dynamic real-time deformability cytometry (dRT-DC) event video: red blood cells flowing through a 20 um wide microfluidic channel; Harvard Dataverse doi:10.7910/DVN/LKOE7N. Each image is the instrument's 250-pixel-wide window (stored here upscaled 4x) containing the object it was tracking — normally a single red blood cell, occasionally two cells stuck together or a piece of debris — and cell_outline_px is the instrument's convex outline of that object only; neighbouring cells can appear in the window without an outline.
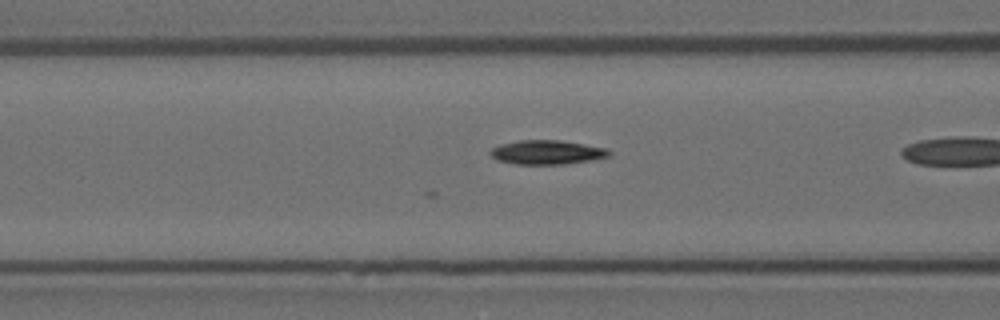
{"species": "Egyptian fruit bat (a non-hibernating species)", "species_latin": "Rousettus aegyptiacus", "temperature_condition": "room temperature", "stored_images_in_passage": 7, "camera_frame_rate_fps": 3000, "um_per_image_px": 0.085, "animal": {"sex": "female"}, "frame": {"image": 1, "passage_image": 6, "time_ms": 1.667, "image_size_px": [1000, 320], "cell_outline_px": [[612, 156], [592, 160], [564, 164], [516, 164], [496, 160], [488, 152], [492, 148], [500, 144], [520, 140], [560, 140], [584, 144], [604, 148], [612, 152]], "centroid_in_image_um": [46.49, 12.95], "position_along_channel_um": 120.1, "area_um2": 16.76}}